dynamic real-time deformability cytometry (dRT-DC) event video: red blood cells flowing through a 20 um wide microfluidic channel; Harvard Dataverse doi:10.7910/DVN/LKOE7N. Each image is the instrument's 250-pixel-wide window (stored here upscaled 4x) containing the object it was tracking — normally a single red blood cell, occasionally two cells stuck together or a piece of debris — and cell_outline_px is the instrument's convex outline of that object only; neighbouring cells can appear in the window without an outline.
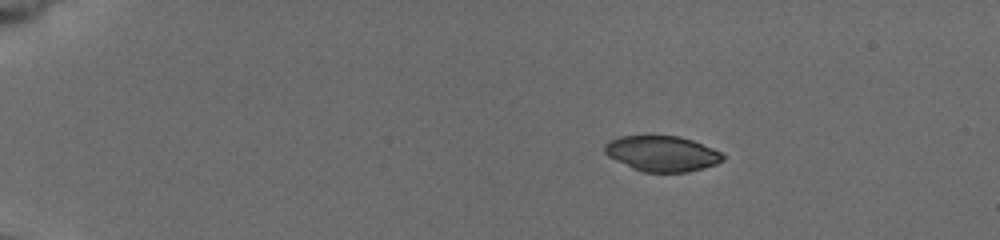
{"species": "common noctule bat (a hibernating species)", "species_latin": "Nyctalus noctula", "temperature_condition": "cold", "stored_images_in_passage": 41, "camera_frame_rate_fps": 3000, "um_per_image_px": 0.085, "animal": {"sex": "female", "body_mass_g": 19.5, "forearm_length_mm": 54.1}, "frame": {"image": 1, "passage_image": 1, "time_ms": 0.0, "image_size_px": [1000, 240], "cell_outline_px": [[724, 160], [716, 164], [688, 172], [644, 172], [632, 168], [608, 156], [604, 152], [604, 144], [608, 140], [620, 136], [680, 136], [692, 140], [712, 148], [720, 152], [724, 156]], "centroid_in_image_um": [56.25, 13.05], "position_along_channel_um": 28.8, "area_um2": 24.39}}
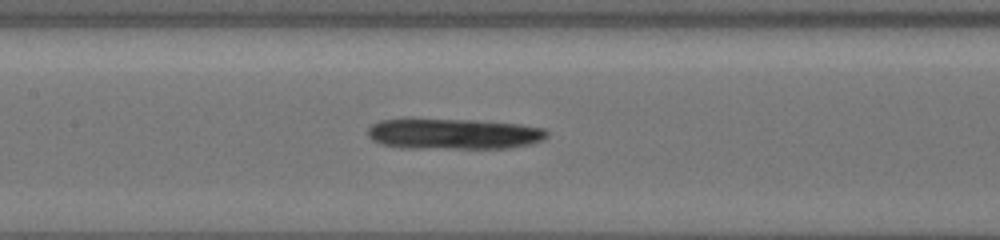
{"frame": {"image": 2, "passage_image": 24, "time_ms": 6.333, "image_size_px": [1000, 240], "cell_outline_px": [[548, 136], [544, 140], [532, 144], [512, 148], [400, 148], [380, 144], [372, 140], [368, 136], [368, 128], [372, 124], [380, 120], [476, 120], [520, 124], [544, 128], [548, 132]], "centroid_in_image_um": [38.61, 11.4], "position_along_channel_um": 168.8, "area_um2": 32.14}}
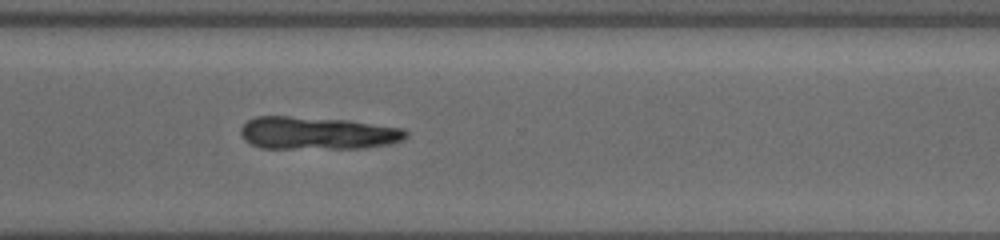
{"frame": {"image": 3, "passage_image": 41, "time_ms": 11.0, "image_size_px": [1000, 240], "cell_outline_px": [[408, 136], [400, 140], [384, 144], [360, 148], [260, 148], [252, 144], [240, 132], [240, 128], [248, 120], [256, 116], [288, 116], [348, 120], [404, 128], [408, 132]], "centroid_in_image_um": [26.97, 11.3], "position_along_channel_um": 343.6, "area_um2": 31.15}}